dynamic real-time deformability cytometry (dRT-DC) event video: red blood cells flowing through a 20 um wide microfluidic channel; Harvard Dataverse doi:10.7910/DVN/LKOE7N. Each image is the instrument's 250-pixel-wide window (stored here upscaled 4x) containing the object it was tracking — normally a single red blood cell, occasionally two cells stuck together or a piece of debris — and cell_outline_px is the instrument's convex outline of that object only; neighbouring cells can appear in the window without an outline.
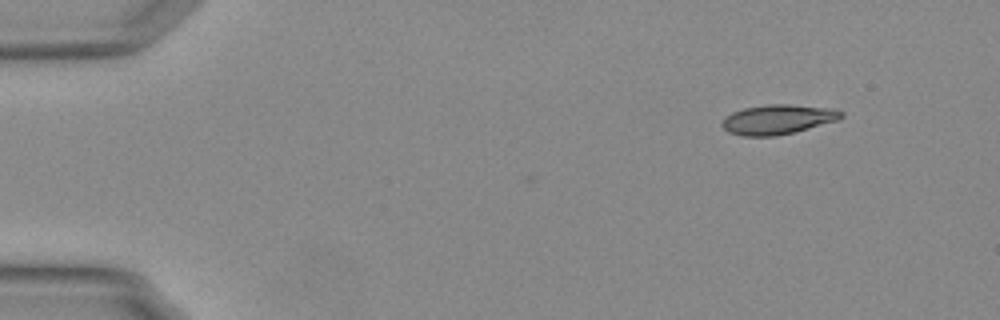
{"species": "Egyptian fruit bat (a non-hibernating species)", "species_latin": "Rousettus aegyptiacus", "temperature_condition": "warm", "stored_images_in_passage": 2, "camera_frame_rate_fps": 3000, "um_per_image_px": 0.085, "animal": {"sex": "female"}, "frame": {"image": 1, "passage_image": 2, "time_ms": 0.333, "image_size_px": [1000, 320], "cell_outline_px": [[844, 116], [836, 120], [808, 128], [776, 136], [744, 136], [728, 132], [720, 124], [724, 116], [732, 112], [744, 108], [768, 104], [788, 104], [832, 108], [844, 112]], "centroid_in_image_um": [66.07, 10.14], "position_along_channel_um": 18.9, "area_um2": 20.52}}